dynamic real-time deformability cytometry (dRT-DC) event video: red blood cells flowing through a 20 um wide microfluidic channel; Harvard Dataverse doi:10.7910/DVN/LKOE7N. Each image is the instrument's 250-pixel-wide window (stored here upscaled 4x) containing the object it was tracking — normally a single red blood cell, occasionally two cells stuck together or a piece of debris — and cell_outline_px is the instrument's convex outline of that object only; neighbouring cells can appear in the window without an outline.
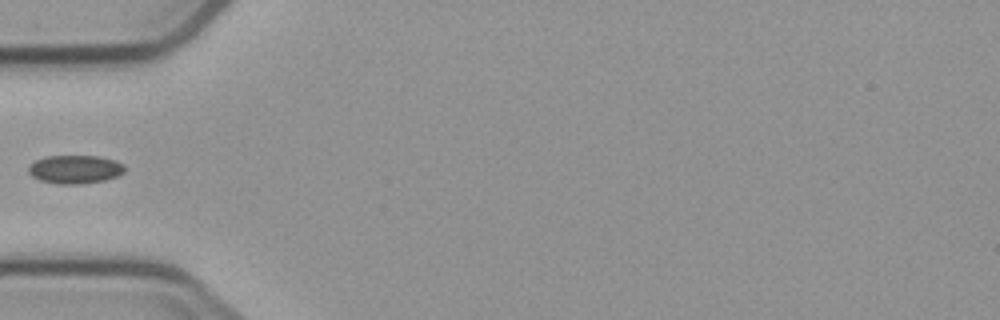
{"species": "common noctule bat (a hibernating species)", "species_latin": "Nyctalus noctula", "temperature_condition": "cold", "stored_images_in_passage": 5, "camera_frame_rate_fps": 3000, "um_per_image_px": 0.085, "animal": {"sex": "male", "body_mass_g": 23.1, "forearm_length_mm": 52.7}, "frame": {"image": 1, "passage_image": 5, "time_ms": 5.667, "image_size_px": [1000, 320], "cell_outline_px": [[124, 172], [120, 176], [104, 180], [80, 184], [60, 184], [40, 180], [32, 176], [28, 172], [28, 168], [36, 160], [48, 156], [100, 156], [116, 160], [124, 164]], "centroid_in_image_um": [6.43, 14.39], "position_along_channel_um": 78.6, "area_um2": 15.95}}